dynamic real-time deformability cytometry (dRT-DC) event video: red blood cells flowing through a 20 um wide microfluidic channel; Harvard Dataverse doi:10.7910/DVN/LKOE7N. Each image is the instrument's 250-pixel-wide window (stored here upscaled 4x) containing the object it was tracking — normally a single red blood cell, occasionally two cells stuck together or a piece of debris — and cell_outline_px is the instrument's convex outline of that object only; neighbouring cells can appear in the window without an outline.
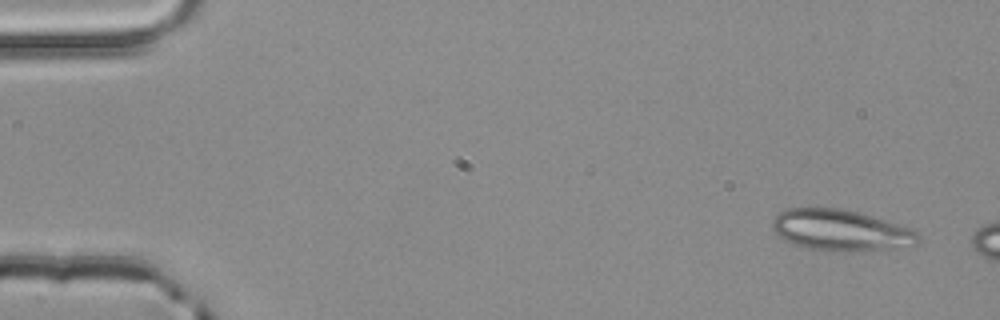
{"species": "common noctule bat (a hibernating species)", "species_latin": "Nyctalus noctula", "temperature_condition": "room temperature", "stored_images_in_passage": 3, "camera_frame_rate_fps": 3000, "um_per_image_px": 0.085, "animal": {"sex": "male", "body_mass_g": 20.4}, "frame": {"image": 1, "passage_image": 1, "time_ms": 0.0, "image_size_px": [1000, 320], "cell_outline_px": [[920, 240], [916, 244], [888, 248], [852, 252], [824, 252], [804, 248], [792, 244], [784, 240], [772, 228], [772, 220], [780, 212], [788, 208], [840, 208], [856, 212], [896, 224], [908, 228], [916, 232], [920, 236]], "centroid_in_image_um": [71.38, 19.6], "position_along_channel_um": 13.6, "area_um2": 34.8}}